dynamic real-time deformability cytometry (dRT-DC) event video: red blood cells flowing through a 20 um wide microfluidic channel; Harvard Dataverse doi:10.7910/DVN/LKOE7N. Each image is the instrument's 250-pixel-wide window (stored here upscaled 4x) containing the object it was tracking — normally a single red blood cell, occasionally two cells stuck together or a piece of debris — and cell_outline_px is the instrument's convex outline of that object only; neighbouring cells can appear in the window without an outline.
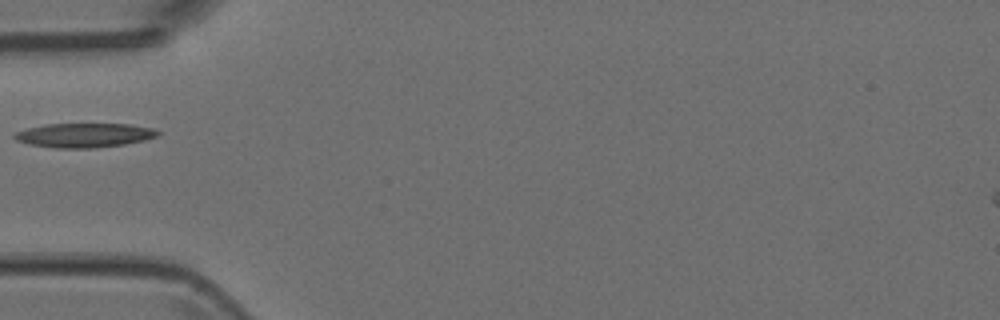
{"species": "Egyptian fruit bat (a non-hibernating species)", "species_latin": "Rousettus aegyptiacus", "temperature_condition": "room temperature", "stored_images_in_passage": 2, "camera_frame_rate_fps": 3000, "um_per_image_px": 0.085, "animal": {"sex": "female"}, "frame": {"image": 1, "passage_image": 1, "time_ms": 0.0, "image_size_px": [1000, 320], "cell_outline_px": [[160, 132], [156, 136], [144, 140], [124, 144], [92, 148], [56, 148], [28, 144], [16, 140], [12, 136], [16, 132], [28, 128], [44, 124], [128, 124], [152, 128]], "centroid_in_image_um": [7.12, 11.49], "position_along_channel_um": 77.9, "area_um2": 20.11}}
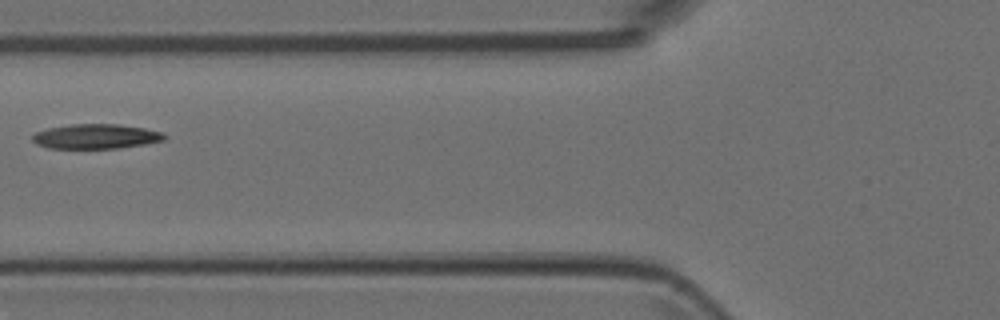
{"frame": {"image": 2, "passage_image": 2, "time_ms": 0.333, "image_size_px": [1000, 320], "cell_outline_px": [[168, 136], [164, 140], [144, 144], [116, 148], [48, 148], [36, 144], [32, 140], [32, 136], [36, 132], [48, 128], [72, 124], [120, 124], [144, 128], [160, 132]], "centroid_in_image_um": [8.14, 11.59], "position_along_channel_um": 117.7, "area_um2": 18.9}}